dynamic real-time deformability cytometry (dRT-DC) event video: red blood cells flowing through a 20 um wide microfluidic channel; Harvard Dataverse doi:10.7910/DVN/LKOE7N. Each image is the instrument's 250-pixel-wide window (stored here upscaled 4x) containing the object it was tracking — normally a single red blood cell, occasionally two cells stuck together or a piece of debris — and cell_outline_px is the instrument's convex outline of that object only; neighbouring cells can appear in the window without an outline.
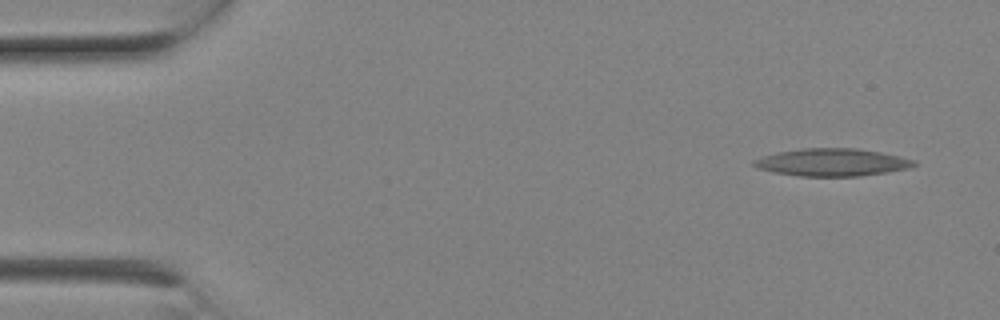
{"species": "Egyptian fruit bat (a non-hibernating species)", "species_latin": "Rousettus aegyptiacus", "temperature_condition": "room temperature", "stored_images_in_passage": 5, "camera_frame_rate_fps": 3000, "um_per_image_px": 0.085, "animal": {"sex": "female"}, "frame": {"image": 1, "passage_image": 1, "time_ms": 0.0, "image_size_px": [1000, 320], "cell_outline_px": [[916, 164], [912, 168], [888, 172], [860, 176], [800, 176], [776, 172], [756, 168], [752, 164], [752, 160], [764, 156], [780, 152], [804, 148], [856, 148], [880, 152], [900, 156], [916, 160]], "centroid_in_image_um": [70.78, 13.8], "position_along_channel_um": 14.2, "area_um2": 25.66}}
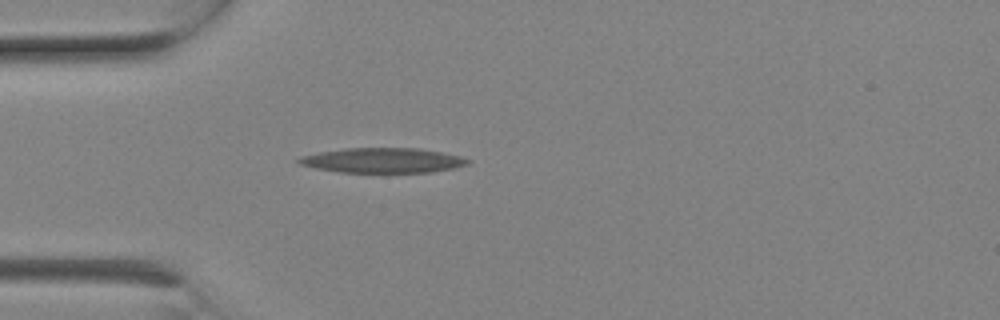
{"frame": {"image": 2, "passage_image": 5, "time_ms": 1.333, "image_size_px": [1000, 320], "cell_outline_px": [[472, 160], [468, 164], [452, 168], [432, 172], [340, 172], [316, 168], [300, 164], [296, 160], [300, 156], [320, 152], [344, 148], [420, 148], [460, 156]], "centroid_in_image_um": [32.53, 13.62], "position_along_channel_um": 52.5, "area_um2": 24.39}}